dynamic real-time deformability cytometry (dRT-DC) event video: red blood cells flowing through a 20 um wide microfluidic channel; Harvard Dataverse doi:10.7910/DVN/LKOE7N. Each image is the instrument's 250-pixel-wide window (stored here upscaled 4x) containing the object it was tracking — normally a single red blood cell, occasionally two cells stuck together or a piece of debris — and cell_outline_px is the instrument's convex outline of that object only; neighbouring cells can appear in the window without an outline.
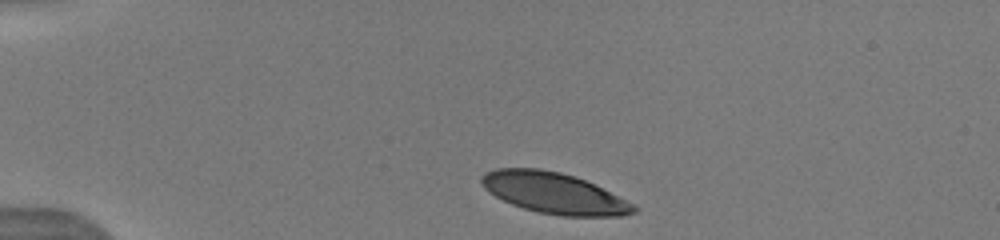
{"species": "human", "species_latin": "Homo sapiens", "temperature_condition": "warm", "stored_images_in_passage": 26, "camera_frame_rate_fps": 3000, "um_per_image_px": 0.085, "donor": {"sex": "male"}, "frame": {"image": 1, "passage_image": 1, "time_ms": 0.0, "image_size_px": [1000, 240], "cell_outline_px": [[640, 208], [636, 212], [624, 216], [564, 216], [540, 212], [524, 208], [512, 204], [488, 192], [480, 184], [480, 176], [484, 172], [496, 168], [540, 168], [560, 172], [576, 176]], "centroid_in_image_um": [47.03, 16.4], "position_along_channel_um": 38.0, "area_um2": 36.07}, "authors_computed_cell_mechanics": {"area_um2": 39.1595, "velocity_mm_per_s": 4.0273, "shape_relaxation_time_tau1_ms": 2.182, "shape_relaxation_time_tau2_ms": 8.6586, "deformation_change_tau1": 0.1207, "deformation_change_tau2": 0.1706}}